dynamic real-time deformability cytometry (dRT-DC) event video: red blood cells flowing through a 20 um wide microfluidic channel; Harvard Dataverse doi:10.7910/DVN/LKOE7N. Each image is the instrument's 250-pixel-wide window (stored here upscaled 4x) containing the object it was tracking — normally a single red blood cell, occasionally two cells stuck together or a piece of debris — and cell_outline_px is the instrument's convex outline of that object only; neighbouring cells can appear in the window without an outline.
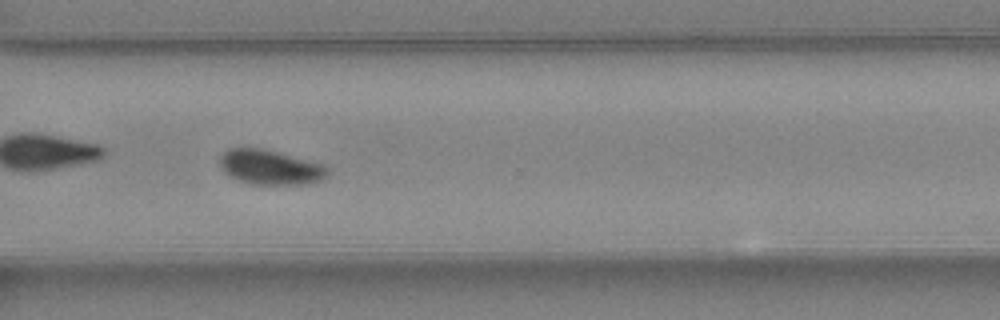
{"species": "common noctule bat (a hibernating species)", "species_latin": "Nyctalus noctula", "temperature_condition": "warm", "stored_images_in_passage": 40, "camera_frame_rate_fps": 3000, "um_per_image_px": 0.085, "animal": {"sex": "female", "body_mass_g": 24.6, "forearm_length_mm": 56.2}, "frame": {"image": 1, "passage_image": 29, "time_ms": 9.333, "image_size_px": [1000, 320], "cell_outline_px": [[328, 172], [320, 180], [308, 184], [252, 184], [240, 180], [224, 172], [220, 168], [220, 156], [228, 148], [264, 148], [320, 164], [328, 168]], "centroid_in_image_um": [22.92, 14.21], "position_along_channel_um": 347.7, "area_um2": 21.44}}
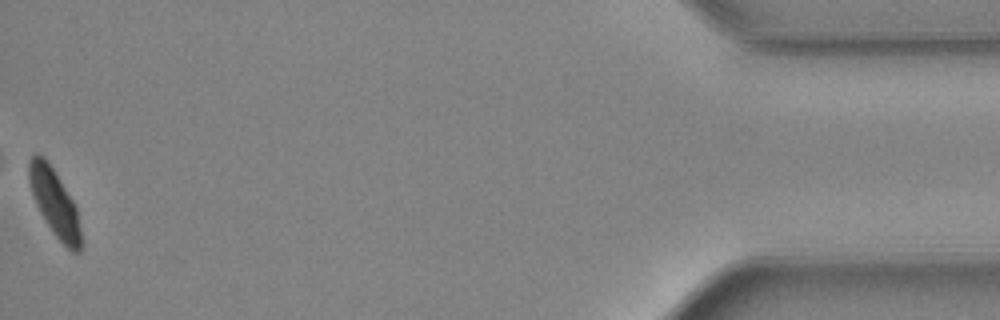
{"frame": {"image": 2, "passage_image": 40, "time_ms": 13.0, "image_size_px": [1000, 320], "cell_outline_px": [[84, 240], [80, 252], [72, 252], [52, 232], [40, 212], [36, 204], [28, 180], [28, 164], [32, 156], [44, 156], [60, 180], [72, 200], [76, 208]], "centroid_in_image_um": [4.67, 17.3], "position_along_channel_um": 430.5, "area_um2": 20.11}, "authors_computed_cell_mechanics": {"area_um2": 21.8195, "velocity_mm_per_s": 4.5228, "shape_relaxation_time_tau1_ms": 2.1405, "shape_relaxation_time_tau2_ms": null, "deformation_change_tau1": 0.1062, "deformation_change_tau2": null}}